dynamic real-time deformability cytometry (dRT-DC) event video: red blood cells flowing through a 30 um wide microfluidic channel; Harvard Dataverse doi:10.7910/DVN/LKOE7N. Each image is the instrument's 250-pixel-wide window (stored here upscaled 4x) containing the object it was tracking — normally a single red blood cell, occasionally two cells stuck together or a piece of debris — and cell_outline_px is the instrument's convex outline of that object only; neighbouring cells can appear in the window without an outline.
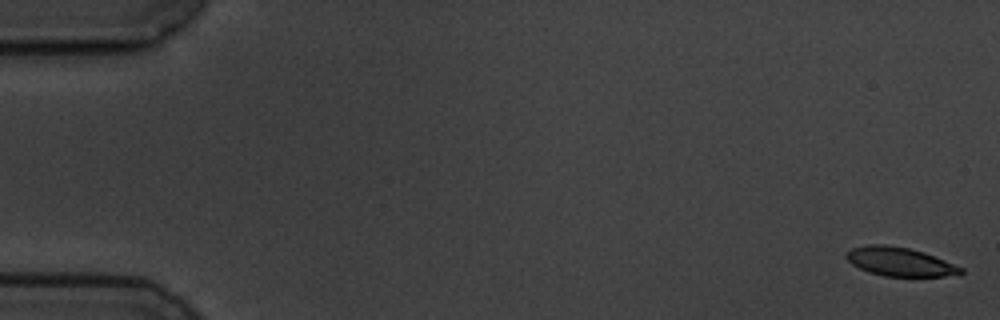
{"species": "common noctule bat (a hibernating species)", "species_latin": "Nyctalus noctula", "temperature_condition": "cold", "stored_images_in_passage": 6, "camera_frame_rate_fps": 3000, "um_per_image_px": 0.085, "animal": {"sex": "male", "body_mass_g": 19.5, "forearm_length_mm": 54.6}, "frame": {"image": 1, "passage_image": 1, "time_ms": 0.0, "image_size_px": [1000, 320], "cell_outline_px": [[964, 272], [960, 276], [884, 276], [868, 272], [852, 264], [844, 256], [852, 248], [868, 244], [884, 244], [908, 248], [924, 252], [964, 268]], "centroid_in_image_um": [76.52, 22.25], "position_along_channel_um": 8.5, "area_um2": 19.25}}
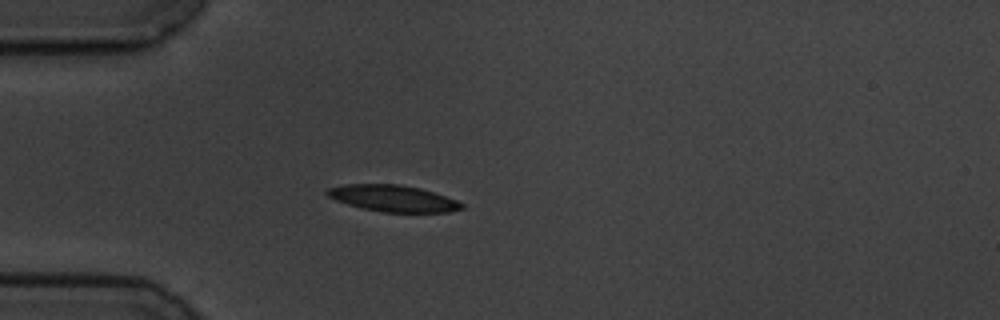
{"frame": {"image": 2, "passage_image": 5, "time_ms": 5.0, "image_size_px": [1000, 320], "cell_outline_px": [[464, 208], [448, 212], [384, 212], [364, 208], [348, 204], [336, 200], [328, 196], [324, 192], [328, 188], [344, 184], [400, 184], [420, 188], [456, 200], [464, 204]], "centroid_in_image_um": [33.4, 16.85], "position_along_channel_um": 51.6, "area_um2": 20.58}}